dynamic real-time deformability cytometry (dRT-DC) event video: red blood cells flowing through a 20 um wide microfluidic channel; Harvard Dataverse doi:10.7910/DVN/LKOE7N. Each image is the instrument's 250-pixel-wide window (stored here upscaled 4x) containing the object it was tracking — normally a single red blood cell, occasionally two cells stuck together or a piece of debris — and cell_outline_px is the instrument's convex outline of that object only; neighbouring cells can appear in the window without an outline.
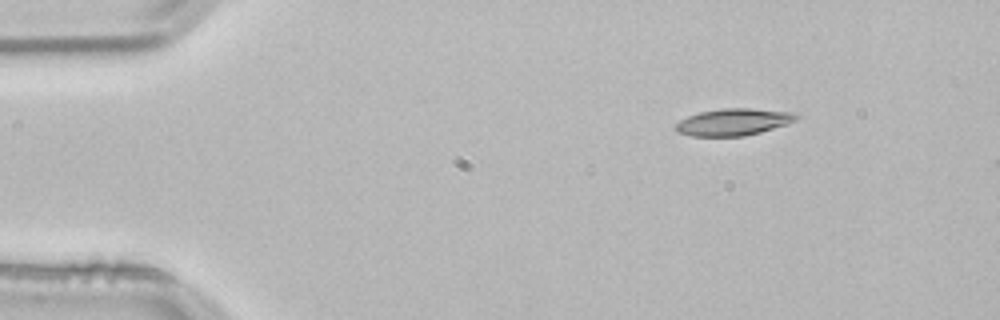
{"species": "common noctule bat (a hibernating species)", "species_latin": "Nyctalus noctula", "temperature_condition": "room temperature", "stored_images_in_passage": 47, "camera_frame_rate_fps": 3000, "um_per_image_px": 0.085, "animal": {"sex": "male", "body_mass_g": 21.5, "forearm_length_mm": 52.0}, "frame": {"image": 1, "passage_image": 1, "time_ms": 0.0, "image_size_px": [1000, 320], "cell_outline_px": [[800, 116], [796, 120], [788, 124], [760, 132], [744, 136], [692, 136], [676, 132], [676, 124], [680, 120], [688, 116], [700, 112], [724, 108], [748, 108], [788, 112]], "centroid_in_image_um": [62.32, 10.38], "position_along_channel_um": 22.7, "area_um2": 18.73}}
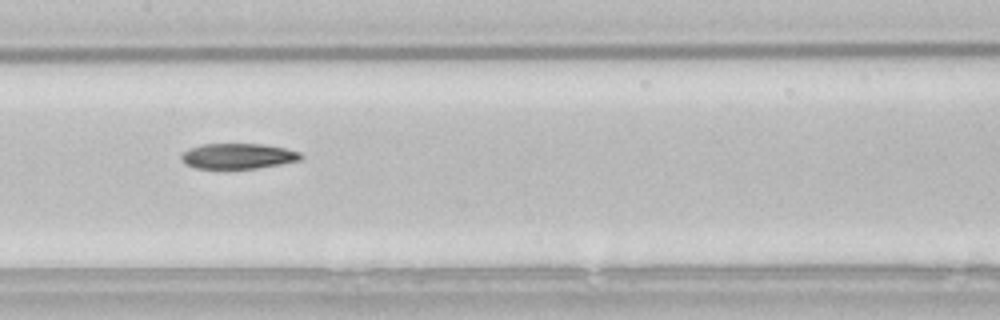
{"frame": {"image": 2, "passage_image": 20, "time_ms": 6.333, "image_size_px": [1000, 320], "cell_outline_px": [[304, 156], [300, 160], [280, 164], [256, 168], [196, 168], [184, 164], [180, 156], [184, 152], [192, 148], [204, 144], [264, 144], [284, 148], [300, 152]], "centroid_in_image_um": [20.25, 13.27], "position_along_channel_um": 187.1, "area_um2": 17.51}}
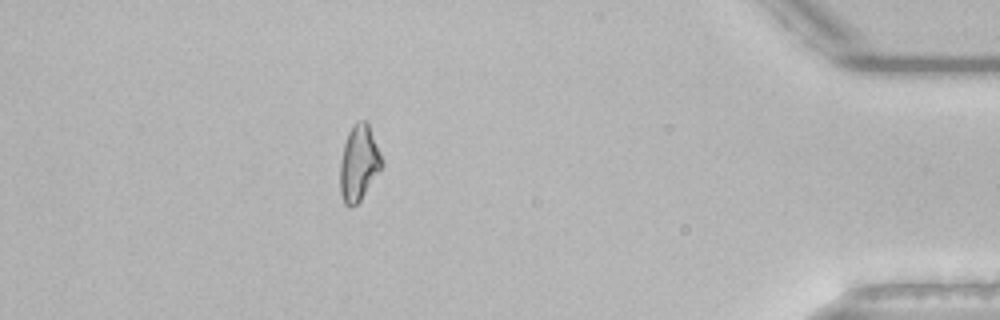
{"frame": {"image": 3, "passage_image": 41, "time_ms": 13.333, "image_size_px": [1000, 320], "cell_outline_px": [[384, 164], [360, 200], [356, 204], [348, 208], [344, 204], [340, 192], [340, 160], [344, 144], [348, 132], [352, 124], [356, 120], [368, 120]], "centroid_in_image_um": [30.49, 13.82], "position_along_channel_um": 404.7, "area_um2": 18.55}, "authors_computed_cell_mechanics": {"area_um2": 18.5538, "velocity_mm_per_s": 3.8143, "shape_relaxation_time_tau1_ms": 9.4847, "shape_relaxation_time_tau2_ms": null, "deformation_change_tau1": 0.2129, "deformation_change_tau2": null}}